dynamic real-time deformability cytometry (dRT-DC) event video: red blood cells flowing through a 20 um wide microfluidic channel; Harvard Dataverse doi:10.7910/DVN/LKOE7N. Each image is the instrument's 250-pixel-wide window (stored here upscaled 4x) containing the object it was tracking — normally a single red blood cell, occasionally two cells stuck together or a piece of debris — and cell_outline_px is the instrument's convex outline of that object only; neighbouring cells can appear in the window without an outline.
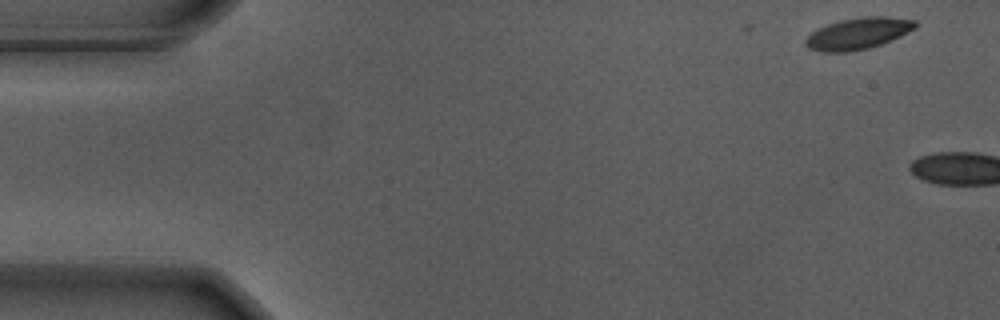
{"species": "Egyptian fruit bat (a non-hibernating species)", "species_latin": "Rousettus aegyptiacus", "temperature_condition": "warm", "stored_images_in_passage": 4, "camera_frame_rate_fps": 3000, "um_per_image_px": 0.085, "animal": {"sex": "male"}, "frame": {"image": 1, "passage_image": 1, "time_ms": 0.0, "image_size_px": [1000, 320], "cell_outline_px": [[916, 28], [900, 36], [880, 44], [868, 48], [848, 52], [820, 52], [808, 48], [804, 44], [804, 40], [816, 28], [840, 20], [864, 16], [888, 16], [916, 20]], "centroid_in_image_um": [72.91, 2.84], "position_along_channel_um": 12.1, "area_um2": 20.23}}